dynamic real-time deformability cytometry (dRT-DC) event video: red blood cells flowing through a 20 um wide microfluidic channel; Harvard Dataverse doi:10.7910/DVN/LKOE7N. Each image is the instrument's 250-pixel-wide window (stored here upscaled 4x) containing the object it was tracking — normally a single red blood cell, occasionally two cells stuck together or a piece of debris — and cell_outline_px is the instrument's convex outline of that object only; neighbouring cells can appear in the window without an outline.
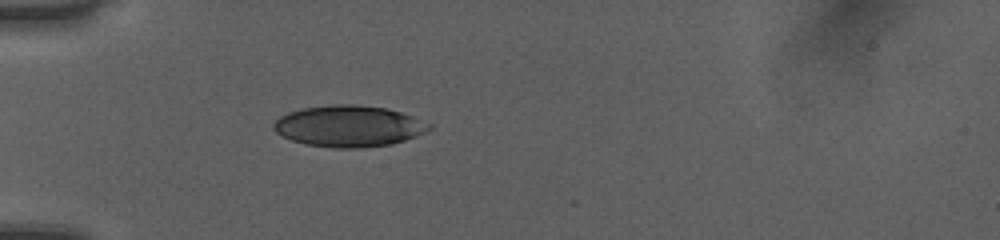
{"species": "human", "species_latin": "Homo sapiens", "temperature_condition": "room temperature", "stored_images_in_passage": 33, "camera_frame_rate_fps": 3000, "um_per_image_px": 0.085, "donor": {"sex": "female"}, "frame": {"image": 1, "passage_image": 1, "time_ms": 0.0, "image_size_px": [1000, 240], "cell_outline_px": [[432, 128], [424, 132], [404, 140], [392, 144], [360, 148], [332, 148], [304, 144], [280, 136], [272, 128], [272, 124], [280, 116], [288, 112], [304, 108], [332, 104], [356, 104], [388, 108], [412, 116], [432, 124]], "centroid_in_image_um": [29.62, 10.72], "position_along_channel_um": 55.4, "area_um2": 37.63}}
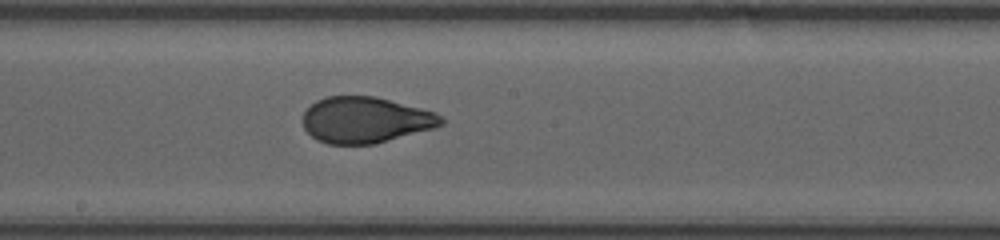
{"frame": {"image": 2, "passage_image": 14, "time_ms": 4.333, "image_size_px": [1000, 240], "cell_outline_px": [[444, 124], [436, 128], [376, 144], [328, 144], [316, 140], [304, 128], [304, 112], [316, 100], [328, 96], [376, 96], [436, 112], [444, 120]], "centroid_in_image_um": [31.1, 10.2], "position_along_channel_um": 217.1, "area_um2": 37.34}}
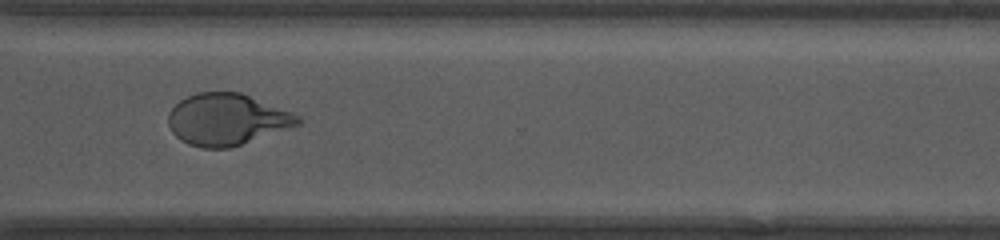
{"frame": {"image": 3, "passage_image": 24, "time_ms": 7.667, "image_size_px": [1000, 240], "cell_outline_px": [[300, 124], [228, 148], [200, 148], [188, 144], [180, 140], [172, 132], [168, 124], [168, 112], [180, 100], [196, 92], [240, 92], [292, 112], [300, 116]], "centroid_in_image_um": [19.24, 10.14], "position_along_channel_um": 351.4, "area_um2": 38.67}, "authors_computed_cell_mechanics": {"area_um2": 38.3214, "velocity_mm_per_s": 4.0463, "shape_relaxation_time_tau1_ms": 4.9799, "shape_relaxation_time_tau2_ms": null, "deformation_change_tau1": 0.1867, "deformation_change_tau2": null}}